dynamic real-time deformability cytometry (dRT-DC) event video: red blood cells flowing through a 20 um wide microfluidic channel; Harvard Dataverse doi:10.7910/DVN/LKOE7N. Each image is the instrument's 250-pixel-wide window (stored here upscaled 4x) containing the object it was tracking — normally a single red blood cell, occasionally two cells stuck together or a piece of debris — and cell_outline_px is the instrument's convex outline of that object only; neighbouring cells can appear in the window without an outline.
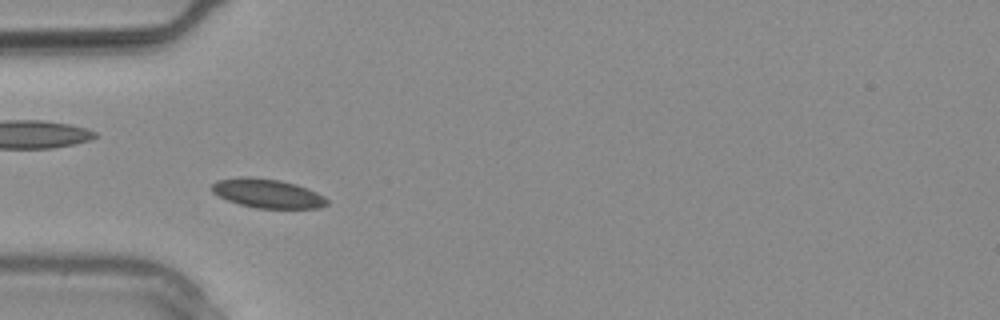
{"species": "common noctule bat (a hibernating species)", "species_latin": "Nyctalus noctula", "temperature_condition": "warm", "stored_images_in_passage": 12, "camera_frame_rate_fps": 3000, "um_per_image_px": 0.085, "animal": {"sex": "male", "body_mass_g": 20.4}, "frame": {"image": 1, "passage_image": 10, "time_ms": 3.0, "image_size_px": [1000, 320], "cell_outline_px": [[328, 204], [320, 208], [256, 208], [240, 204], [228, 200], [212, 192], [212, 184], [216, 180], [236, 176], [252, 176], [280, 180], [296, 184], [308, 188], [324, 196], [328, 200]], "centroid_in_image_um": [22.73, 16.42], "position_along_channel_um": 62.3, "area_um2": 19.65}}